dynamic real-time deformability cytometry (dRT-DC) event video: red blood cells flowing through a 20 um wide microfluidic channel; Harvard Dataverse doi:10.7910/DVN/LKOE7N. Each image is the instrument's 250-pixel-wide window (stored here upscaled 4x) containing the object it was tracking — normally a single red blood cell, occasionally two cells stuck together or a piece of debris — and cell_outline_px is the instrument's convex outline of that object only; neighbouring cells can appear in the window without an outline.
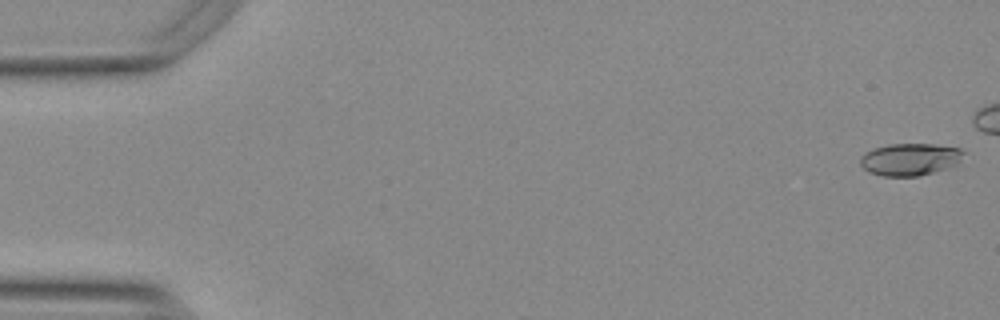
{"species": "Egyptian fruit bat (a non-hibernating species)", "species_latin": "Rousettus aegyptiacus", "temperature_condition": "warm", "stored_images_in_passage": 4, "camera_frame_rate_fps": 3000, "um_per_image_px": 0.085, "animal": {"sex": "female"}, "frame": {"image": 1, "passage_image": 1, "time_ms": 0.0, "image_size_px": [1000, 320], "cell_outline_px": [[964, 152], [952, 164], [944, 168], [932, 172], [916, 176], [884, 176], [868, 172], [860, 164], [860, 156], [876, 148], [888, 144], [932, 144], [960, 148]], "centroid_in_image_um": [77.26, 13.54], "position_along_channel_um": 7.7, "area_um2": 18.79}}